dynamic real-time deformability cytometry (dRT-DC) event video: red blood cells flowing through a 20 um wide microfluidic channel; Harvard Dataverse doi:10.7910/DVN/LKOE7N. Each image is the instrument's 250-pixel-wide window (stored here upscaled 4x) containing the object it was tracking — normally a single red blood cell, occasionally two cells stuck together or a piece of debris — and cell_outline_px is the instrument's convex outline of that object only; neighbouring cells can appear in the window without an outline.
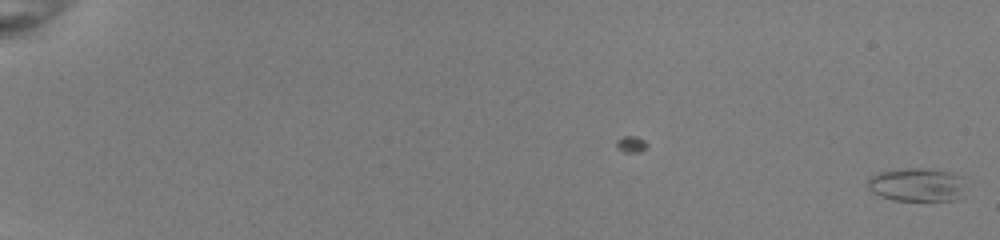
{"species": "common noctule bat (a hibernating species)", "species_latin": "Nyctalus noctula", "temperature_condition": "room temperature", "stored_images_in_passage": 54, "camera_frame_rate_fps": 3000, "um_per_image_px": 0.085, "animal": {"sex": "female", "body_mass_g": 22.0, "forearm_length_mm": 56.7}, "frame": {"image": 1, "passage_image": 1, "time_ms": 0.0, "image_size_px": [1000, 240], "cell_outline_px": [[960, 200], [892, 200], [880, 196], [872, 192], [868, 188], [868, 180], [872, 176], [880, 172], [904, 168], [924, 168], [952, 172], [960, 176]], "centroid_in_image_um": [77.87, 15.7], "position_along_channel_um": 7.1, "area_um2": 18.73}}
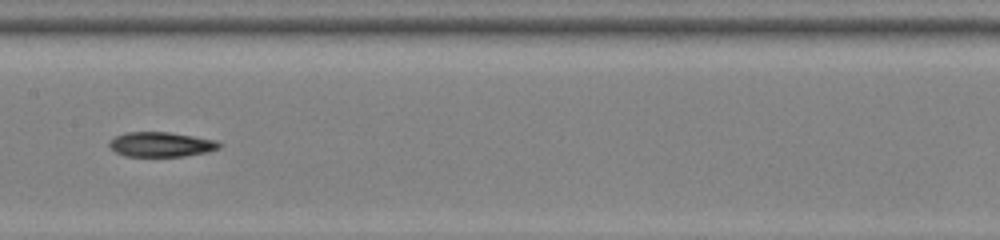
{"frame": {"image": 2, "passage_image": 31, "time_ms": 10.0, "image_size_px": [1000, 240], "cell_outline_px": [[220, 148], [208, 152], [184, 156], [124, 156], [116, 152], [108, 144], [116, 136], [128, 132], [168, 132], [216, 140], [220, 144]], "centroid_in_image_um": [13.71, 12.28], "position_along_channel_um": 193.7, "area_um2": 15.66}}
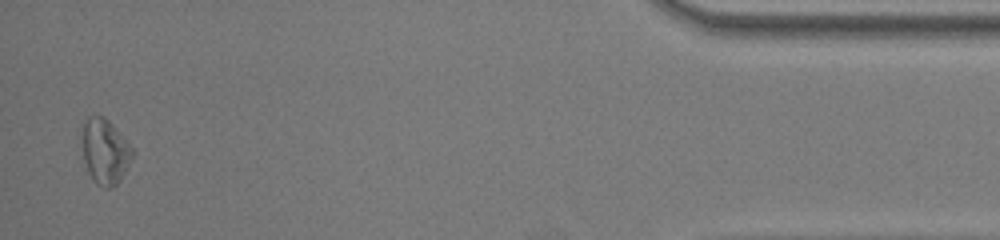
{"frame": {"image": 3, "passage_image": 53, "time_ms": 17.333, "image_size_px": [1000, 240], "cell_outline_px": [[132, 156], [120, 180], [112, 188], [104, 188], [96, 184], [88, 172], [84, 160], [84, 120], [88, 116], [104, 116], [112, 124], [132, 148]], "centroid_in_image_um": [8.92, 12.89], "position_along_channel_um": 426.3, "area_um2": 18.5}, "authors_computed_cell_mechanics": {"area_um2": 17.2822, "velocity_mm_per_s": 4.0245, "shape_relaxation_time_tau1_ms": 8.1952, "shape_relaxation_time_tau2_ms": null, "deformation_change_tau1": 0.2098, "deformation_change_tau2": null}}